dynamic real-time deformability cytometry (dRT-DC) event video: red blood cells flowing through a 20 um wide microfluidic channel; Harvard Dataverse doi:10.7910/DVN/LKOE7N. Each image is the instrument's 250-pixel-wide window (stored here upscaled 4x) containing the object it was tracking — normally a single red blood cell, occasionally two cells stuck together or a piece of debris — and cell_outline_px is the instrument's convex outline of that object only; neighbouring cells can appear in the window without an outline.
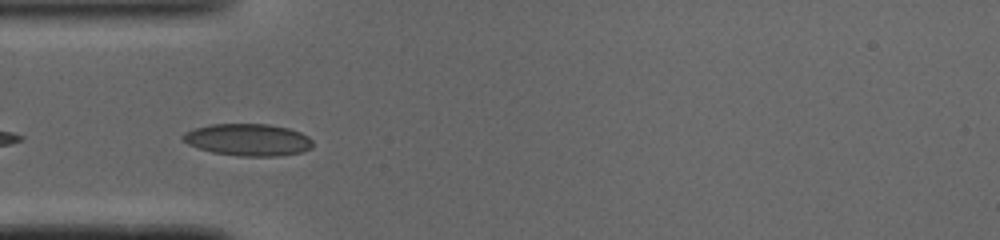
{"species": "common noctule bat (a hibernating species)", "species_latin": "Nyctalus noctula", "temperature_condition": "cold", "stored_images_in_passage": 44, "camera_frame_rate_fps": 3000, "um_per_image_px": 0.085, "animal": {"sex": "male", "body_mass_g": 19.0, "forearm_length_mm": 50.8}, "frame": {"image": 1, "passage_image": 11, "time_ms": 3.333, "image_size_px": [1000, 240], "cell_outline_px": [[312, 148], [304, 152], [276, 156], [240, 156], [212, 152], [188, 144], [180, 136], [184, 132], [192, 128], [212, 124], [268, 124], [288, 128], [300, 132], [308, 136], [312, 140]], "centroid_in_image_um": [21.09, 11.88], "position_along_channel_um": 63.9, "area_um2": 24.33}, "authors_computed_cell_mechanics": {"area_um2": 17.629, "velocity_mm_per_s": 4.0786, "shape_relaxation_time_tau1_ms": 3.6964, "shape_relaxation_time_tau2_ms": null, "deformation_change_tau1": 0.1084, "deformation_change_tau2": null}}